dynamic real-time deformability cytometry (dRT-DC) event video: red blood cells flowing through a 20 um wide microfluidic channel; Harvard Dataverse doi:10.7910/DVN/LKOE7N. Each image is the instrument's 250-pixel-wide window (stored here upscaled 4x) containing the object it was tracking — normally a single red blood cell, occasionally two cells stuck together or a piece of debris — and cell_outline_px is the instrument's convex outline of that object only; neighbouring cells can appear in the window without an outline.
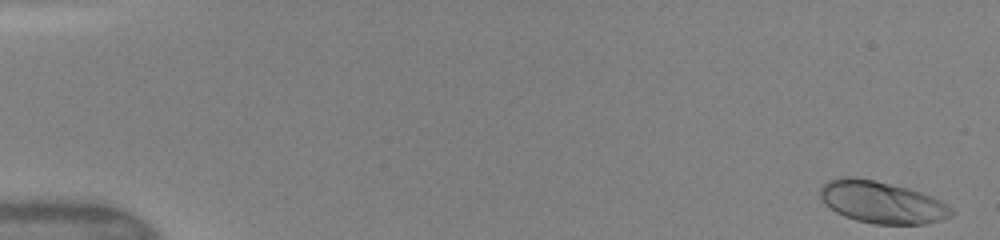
{"species": "human", "species_latin": "Homo sapiens", "temperature_condition": "warm", "stored_images_in_passage": 49, "camera_frame_rate_fps": 3000, "um_per_image_px": 0.085, "donor": {"sex": "female"}, "frame": {"image": 1, "passage_image": 1, "time_ms": 0.0, "image_size_px": [1000, 240], "cell_outline_px": [[956, 212], [952, 216], [940, 220], [924, 224], [876, 224], [856, 220], [844, 216], [836, 212], [824, 204], [820, 196], [820, 188], [828, 180], [840, 176], [852, 176], [872, 180], [908, 188], [932, 196], [940, 200], [952, 208]], "centroid_in_image_um": [74.95, 17.19], "position_along_channel_um": 10.1, "area_um2": 32.19}}
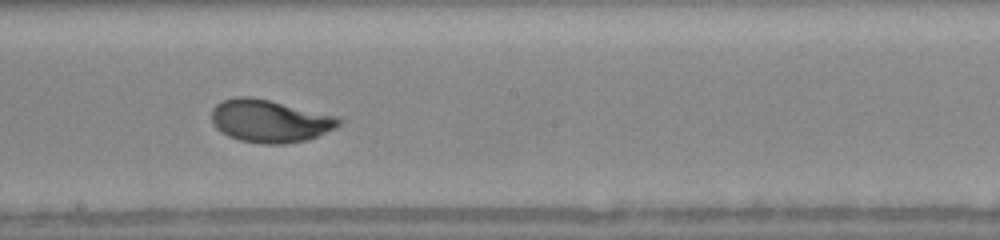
{"frame": {"image": 2, "passage_image": 28, "time_ms": 9.0, "image_size_px": [1000, 240], "cell_outline_px": [[344, 120], [336, 128], [308, 140], [284, 144], [264, 144], [240, 140], [228, 136], [220, 132], [212, 124], [212, 108], [216, 104], [224, 100], [236, 96], [252, 96], [340, 116]], "centroid_in_image_um": [22.96, 10.28], "position_along_channel_um": 225.2, "area_um2": 32.08}}
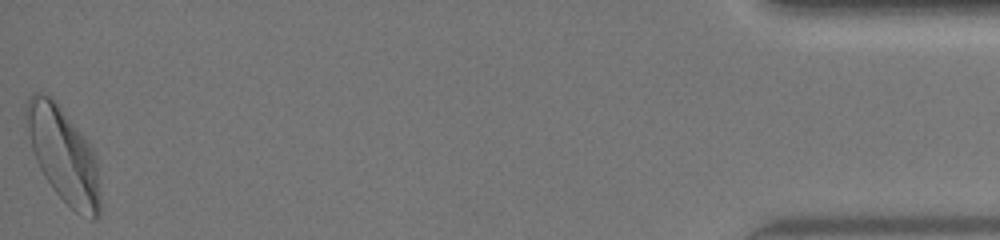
{"frame": {"image": 3, "passage_image": 49, "time_ms": 16.0, "image_size_px": [1000, 240], "cell_outline_px": [[100, 216], [96, 220], [92, 220], [76, 212], [56, 192], [44, 176], [36, 160], [32, 148], [24, 116], [24, 108], [28, 96], [32, 92], [40, 92], [52, 96], [84, 136], [92, 148], [96, 156], [100, 196]], "centroid_in_image_um": [5.38, 13.14], "position_along_channel_um": 429.8, "area_um2": 40.92}, "authors_computed_cell_mechanics": {"area_um2": 31.0964, "velocity_mm_per_s": 4.1183, "shape_relaxation_time_tau1_ms": 2.6894, "shape_relaxation_time_tau2_ms": null, "deformation_change_tau1": 0.1488, "deformation_change_tau2": null}}